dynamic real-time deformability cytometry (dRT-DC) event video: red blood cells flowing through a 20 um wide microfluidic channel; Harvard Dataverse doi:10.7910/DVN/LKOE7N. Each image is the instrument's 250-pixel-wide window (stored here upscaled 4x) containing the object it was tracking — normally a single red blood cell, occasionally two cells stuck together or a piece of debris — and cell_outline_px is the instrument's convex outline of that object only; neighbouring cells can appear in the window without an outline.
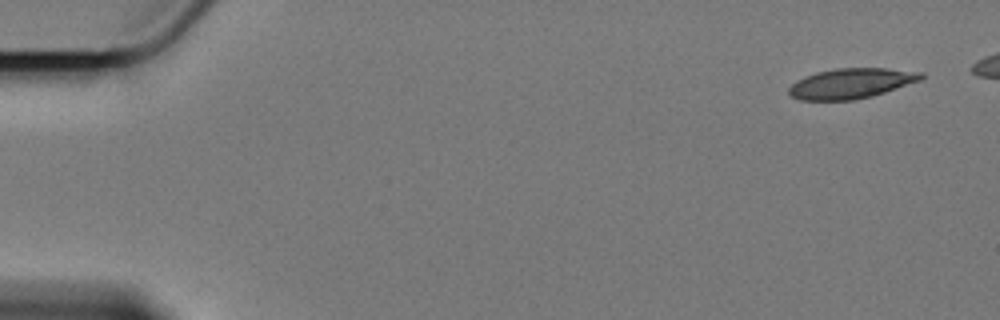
{"species": "Egyptian fruit bat (a non-hibernating species)", "species_latin": "Rousettus aegyptiacus", "temperature_condition": "cold", "stored_images_in_passage": 13, "camera_frame_rate_fps": 3000, "um_per_image_px": 0.085, "animal": {"sex": "female"}, "frame": {"image": 1, "passage_image": 1, "time_ms": 0.0, "image_size_px": [1000, 320], "cell_outline_px": [[924, 76], [920, 80], [872, 96], [856, 100], [800, 100], [792, 96], [788, 92], [788, 88], [796, 80], [816, 72], [836, 68], [884, 68], [924, 72]], "centroid_in_image_um": [72.33, 7.09], "position_along_channel_um": 12.7, "area_um2": 23.18}}